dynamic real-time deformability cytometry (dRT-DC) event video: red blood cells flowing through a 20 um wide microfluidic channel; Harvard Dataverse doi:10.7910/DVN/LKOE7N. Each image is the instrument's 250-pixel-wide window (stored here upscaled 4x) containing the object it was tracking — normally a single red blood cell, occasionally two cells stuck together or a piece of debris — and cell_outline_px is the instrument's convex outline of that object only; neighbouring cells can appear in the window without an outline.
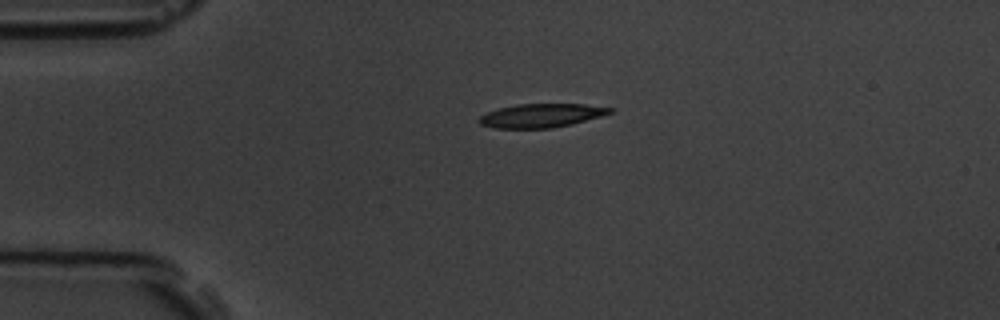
{"species": "common noctule bat (a hibernating species)", "species_latin": "Nyctalus noctula", "temperature_condition": "room temperature", "stored_images_in_passage": 2, "camera_frame_rate_fps": 3000, "um_per_image_px": 0.085, "animal": {"sex": "male", "body_mass_g": 19.5, "forearm_length_mm": 54.6}, "frame": {"image": 1, "passage_image": 1, "time_ms": 0.0, "image_size_px": [1000, 320], "cell_outline_px": [[616, 108], [612, 112], [600, 116], [572, 124], [552, 128], [496, 128], [480, 124], [476, 120], [480, 116], [488, 112], [500, 108], [516, 104], [584, 104]], "centroid_in_image_um": [46.01, 9.82], "position_along_channel_um": 39.0, "area_um2": 18.03}}